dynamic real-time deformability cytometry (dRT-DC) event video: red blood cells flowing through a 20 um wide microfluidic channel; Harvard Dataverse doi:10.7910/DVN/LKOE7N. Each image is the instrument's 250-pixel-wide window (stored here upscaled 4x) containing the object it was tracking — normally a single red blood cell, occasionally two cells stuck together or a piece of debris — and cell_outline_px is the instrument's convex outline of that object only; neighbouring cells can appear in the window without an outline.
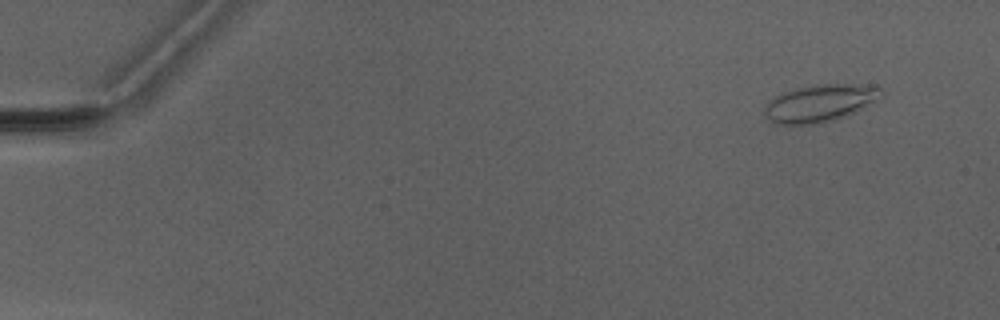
{"species": "Egyptian fruit bat (a non-hibernating species)", "species_latin": "Rousettus aegyptiacus", "temperature_condition": "warm", "stored_images_in_passage": 6, "camera_frame_rate_fps": 3000, "um_per_image_px": 0.085, "animal": {"sex": "male"}, "frame": {"image": 1, "passage_image": 2, "time_ms": 1.333, "image_size_px": [1000, 320], "cell_outline_px": [[884, 92], [848, 116], [836, 120], [816, 124], [772, 124], [764, 116], [764, 108], [768, 100], [784, 92], [796, 88], [816, 84], [852, 84], [880, 88]], "centroid_in_image_um": [69.57, 8.79], "position_along_channel_um": 15.4, "area_um2": 25.09}}